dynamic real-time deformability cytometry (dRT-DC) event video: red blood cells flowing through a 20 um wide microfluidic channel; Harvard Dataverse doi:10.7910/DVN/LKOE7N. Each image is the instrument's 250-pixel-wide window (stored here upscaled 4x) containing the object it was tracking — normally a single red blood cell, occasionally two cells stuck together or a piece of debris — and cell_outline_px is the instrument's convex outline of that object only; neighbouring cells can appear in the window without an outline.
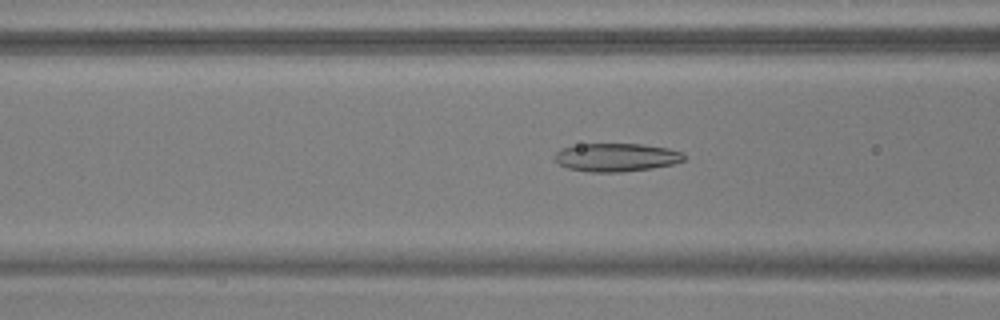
{"species": "common noctule bat (a hibernating species)", "species_latin": "Nyctalus noctula", "temperature_condition": "warm", "stored_images_in_passage": 54, "camera_frame_rate_fps": 3000, "um_per_image_px": 0.085, "animal": {"sex": "male", "body_mass_g": 17.9, "forearm_length_mm": 54.2}, "frame": {"image": 1, "passage_image": 22, "time_ms": 7.0, "image_size_px": [1000, 320], "cell_outline_px": [[684, 160], [672, 164], [652, 168], [620, 172], [588, 172], [568, 168], [560, 164], [552, 156], [560, 148], [580, 144], [640, 144], [668, 148], [680, 152], [684, 156]], "centroid_in_image_um": [52.34, 13.37], "position_along_channel_um": 114.3, "area_um2": 21.21}}
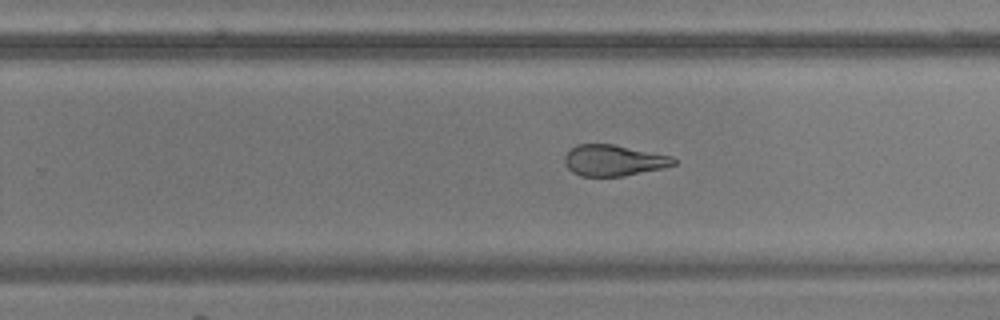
{"frame": {"image": 2, "passage_image": 35, "time_ms": 11.333, "image_size_px": [1000, 320], "cell_outline_px": [[676, 164], [664, 168], [624, 176], [580, 176], [572, 172], [564, 164], [564, 156], [576, 144], [612, 144], [672, 156], [676, 160]], "centroid_in_image_um": [52.15, 13.64], "position_along_channel_um": 277.6, "area_um2": 19.77}}
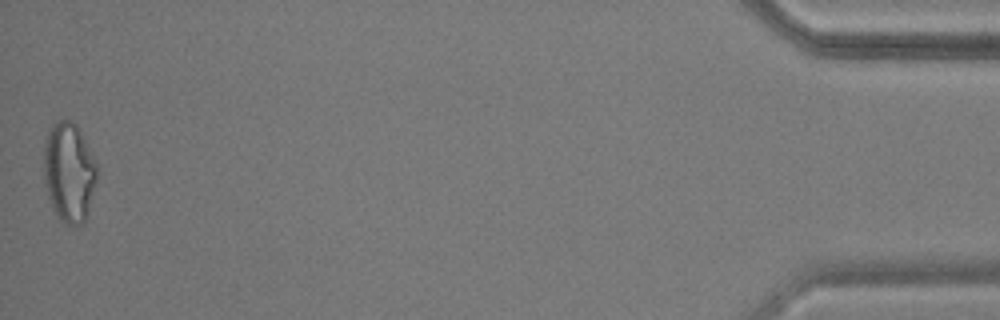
{"frame": {"image": 3, "passage_image": 54, "time_ms": 17.667, "image_size_px": [1000, 320], "cell_outline_px": [[96, 180], [88, 216], [84, 224], [64, 224], [60, 220], [52, 208], [44, 184], [44, 144], [48, 128], [56, 120], [68, 120], [76, 124], [96, 164]], "centroid_in_image_um": [5.84, 14.66], "position_along_channel_um": 429.4, "area_um2": 30.92}, "authors_computed_cell_mechanics": {"area_um2": 23.12, "velocity_mm_per_s": 3.7685, "shape_relaxation_time_tau1_ms": null, "shape_relaxation_time_tau2_ms": 2.1143, "deformation_change_tau1": null, "deformation_change_tau2": 0.1154}}